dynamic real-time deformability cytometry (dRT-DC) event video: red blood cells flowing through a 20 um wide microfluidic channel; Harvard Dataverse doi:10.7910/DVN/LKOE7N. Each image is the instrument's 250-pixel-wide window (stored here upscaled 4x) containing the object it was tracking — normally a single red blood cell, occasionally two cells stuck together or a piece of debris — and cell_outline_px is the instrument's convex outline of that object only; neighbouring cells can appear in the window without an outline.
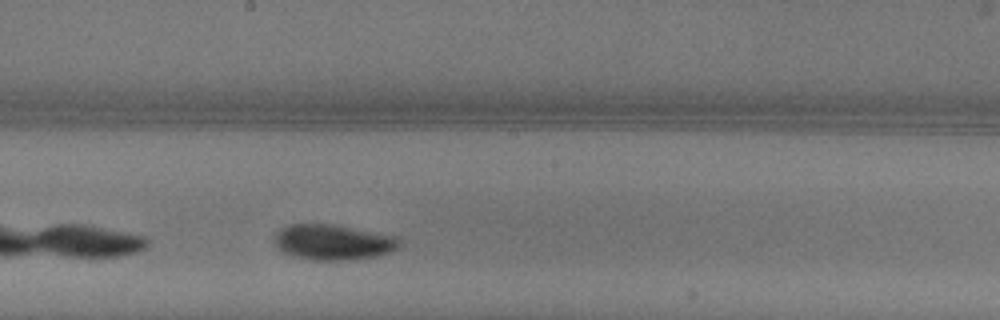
{"species": "common noctule bat (a hibernating species)", "species_latin": "Nyctalus noctula", "temperature_condition": "warm", "stored_images_in_passage": 26, "camera_frame_rate_fps": 3000, "um_per_image_px": 0.085, "animal": {"sex": "female"}, "frame": {"image": 1, "passage_image": 12, "time_ms": 3.667, "image_size_px": [1000, 320], "cell_outline_px": [[400, 244], [392, 252], [380, 256], [356, 260], [312, 260], [292, 256], [284, 252], [276, 244], [276, 232], [280, 228], [288, 224], [332, 224], [400, 236]], "centroid_in_image_um": [28.38, 20.59], "position_along_channel_um": 219.8, "area_um2": 26.13}}
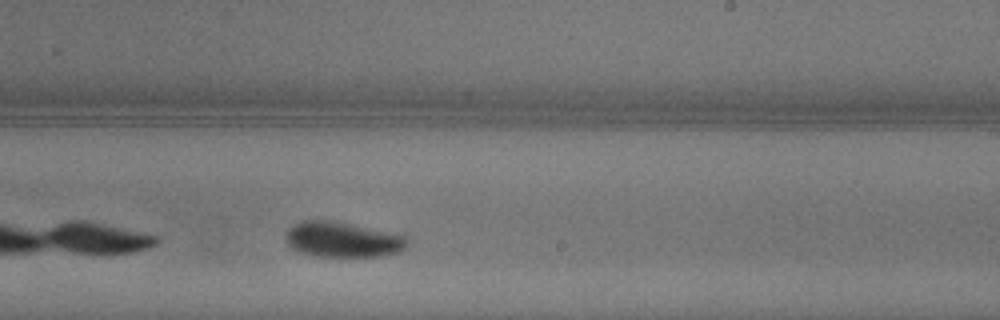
{"frame": {"image": 2, "passage_image": 15, "time_ms": 4.667, "image_size_px": [1000, 320], "cell_outline_px": [[408, 240], [396, 252], [384, 256], [312, 256], [300, 252], [292, 248], [288, 244], [288, 232], [300, 220], [332, 220], [404, 236]], "centroid_in_image_um": [29.06, 20.37], "position_along_channel_um": 259.9, "area_um2": 24.16}}
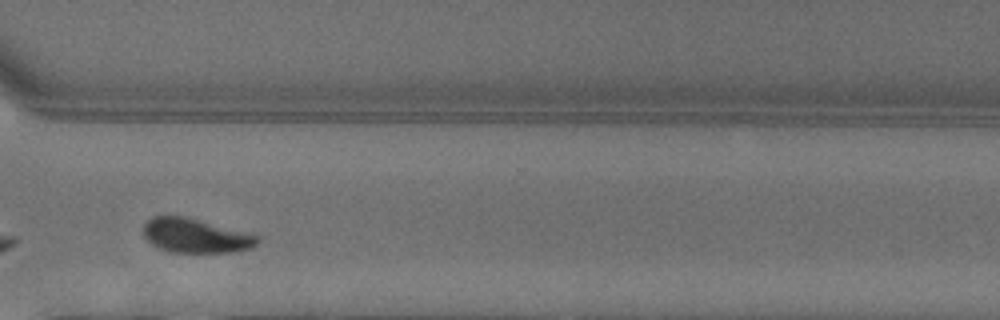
{"frame": {"image": 3, "passage_image": 22, "time_ms": 7.0, "image_size_px": [1000, 320], "cell_outline_px": [[260, 240], [252, 248], [236, 252], [172, 252], [160, 248], [152, 244], [144, 236], [144, 224], [152, 216], [184, 216], [260, 236]], "centroid_in_image_um": [16.64, 20.04], "position_along_channel_um": 354.0, "area_um2": 22.54}, "authors_computed_cell_mechanics": {"area_um2": 24.6517, "velocity_mm_per_s": 4.04, "shape_relaxation_time_tau1_ms": 3.7481, "shape_relaxation_time_tau2_ms": null, "deformation_change_tau1": 0.1731, "deformation_change_tau2": null}}